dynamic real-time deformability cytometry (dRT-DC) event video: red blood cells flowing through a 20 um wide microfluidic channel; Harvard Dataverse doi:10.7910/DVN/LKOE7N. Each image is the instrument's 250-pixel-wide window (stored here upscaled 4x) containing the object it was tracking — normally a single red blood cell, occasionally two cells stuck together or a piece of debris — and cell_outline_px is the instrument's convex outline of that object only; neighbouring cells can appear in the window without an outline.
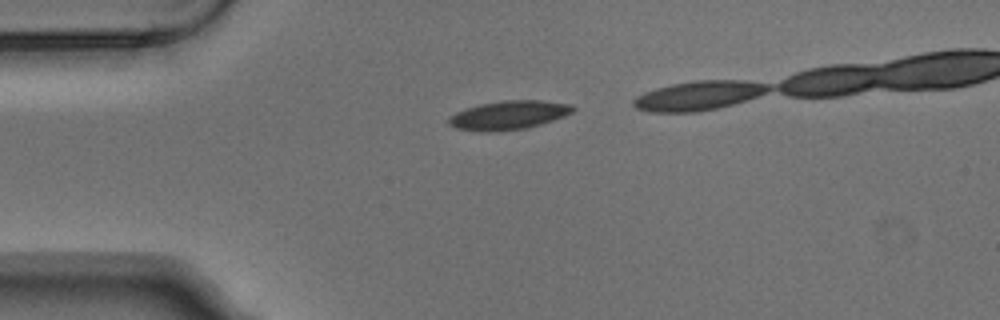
{"species": "Egyptian fruit bat (a non-hibernating species)", "species_latin": "Rousettus aegyptiacus", "temperature_condition": "warm", "stored_images_in_passage": 6, "camera_frame_rate_fps": 3000, "um_per_image_px": 0.085, "animal": {"sex": "male"}, "frame": {"image": 1, "passage_image": 1, "time_ms": 0.0, "image_size_px": [1000, 320], "cell_outline_px": [[576, 108], [572, 112], [564, 116], [540, 124], [524, 128], [488, 132], [484, 132], [456, 128], [448, 124], [448, 116], [464, 108], [480, 104], [504, 100], [540, 100], [572, 104]], "centroid_in_image_um": [43.21, 9.77], "position_along_channel_um": 41.8, "area_um2": 20.81}}